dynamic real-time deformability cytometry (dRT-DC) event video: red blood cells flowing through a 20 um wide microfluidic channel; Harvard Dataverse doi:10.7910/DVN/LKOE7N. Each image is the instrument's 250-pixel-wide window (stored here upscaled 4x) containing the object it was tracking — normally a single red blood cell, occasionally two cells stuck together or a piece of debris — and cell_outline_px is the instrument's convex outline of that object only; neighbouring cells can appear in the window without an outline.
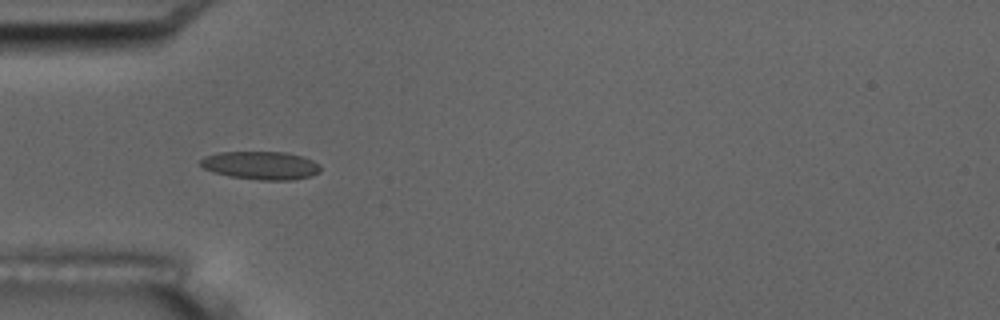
{"species": "common noctule bat (a hibernating species)", "species_latin": "Nyctalus noctula", "temperature_condition": "room temperature", "stored_images_in_passage": 7, "camera_frame_rate_fps": 3000, "um_per_image_px": 0.085, "animal": {"sex": "male", "body_mass_g": 17.5, "forearm_length_mm": 52.3}, "frame": {"image": 1, "passage_image": 5, "time_ms": 5.333, "image_size_px": [1000, 320], "cell_outline_px": [[320, 172], [312, 176], [292, 180], [260, 180], [228, 176], [212, 172], [204, 168], [200, 164], [200, 160], [204, 156], [220, 152], [284, 152], [300, 156], [312, 160], [320, 164]], "centroid_in_image_um": [22.17, 14.07], "position_along_channel_um": 62.8, "area_um2": 19.77}}